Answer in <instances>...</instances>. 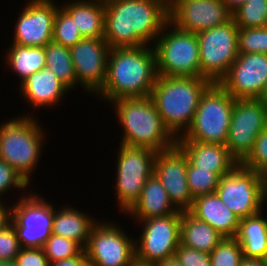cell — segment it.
<instances>
[{
  "label": "cell",
  "mask_w": 267,
  "mask_h": 266,
  "mask_svg": "<svg viewBox=\"0 0 267 266\" xmlns=\"http://www.w3.org/2000/svg\"><path fill=\"white\" fill-rule=\"evenodd\" d=\"M216 193L240 219L258 214L267 202L265 176L239 163L220 177Z\"/></svg>",
  "instance_id": "cell-8"
},
{
  "label": "cell",
  "mask_w": 267,
  "mask_h": 266,
  "mask_svg": "<svg viewBox=\"0 0 267 266\" xmlns=\"http://www.w3.org/2000/svg\"><path fill=\"white\" fill-rule=\"evenodd\" d=\"M224 237L189 211H182L180 244L210 254Z\"/></svg>",
  "instance_id": "cell-26"
},
{
  "label": "cell",
  "mask_w": 267,
  "mask_h": 266,
  "mask_svg": "<svg viewBox=\"0 0 267 266\" xmlns=\"http://www.w3.org/2000/svg\"><path fill=\"white\" fill-rule=\"evenodd\" d=\"M211 84L204 77L158 75L150 97L163 124L175 138L190 127L200 98Z\"/></svg>",
  "instance_id": "cell-3"
},
{
  "label": "cell",
  "mask_w": 267,
  "mask_h": 266,
  "mask_svg": "<svg viewBox=\"0 0 267 266\" xmlns=\"http://www.w3.org/2000/svg\"><path fill=\"white\" fill-rule=\"evenodd\" d=\"M232 19L238 28L265 27L267 0H247L232 12Z\"/></svg>",
  "instance_id": "cell-30"
},
{
  "label": "cell",
  "mask_w": 267,
  "mask_h": 266,
  "mask_svg": "<svg viewBox=\"0 0 267 266\" xmlns=\"http://www.w3.org/2000/svg\"><path fill=\"white\" fill-rule=\"evenodd\" d=\"M267 83V54H238L219 84L234 99H258Z\"/></svg>",
  "instance_id": "cell-17"
},
{
  "label": "cell",
  "mask_w": 267,
  "mask_h": 266,
  "mask_svg": "<svg viewBox=\"0 0 267 266\" xmlns=\"http://www.w3.org/2000/svg\"><path fill=\"white\" fill-rule=\"evenodd\" d=\"M258 99L262 102V104L267 108V83L263 88L262 93L258 97Z\"/></svg>",
  "instance_id": "cell-46"
},
{
  "label": "cell",
  "mask_w": 267,
  "mask_h": 266,
  "mask_svg": "<svg viewBox=\"0 0 267 266\" xmlns=\"http://www.w3.org/2000/svg\"><path fill=\"white\" fill-rule=\"evenodd\" d=\"M96 1H99V2H101L103 4H107V3L112 2L114 0H96Z\"/></svg>",
  "instance_id": "cell-50"
},
{
  "label": "cell",
  "mask_w": 267,
  "mask_h": 266,
  "mask_svg": "<svg viewBox=\"0 0 267 266\" xmlns=\"http://www.w3.org/2000/svg\"><path fill=\"white\" fill-rule=\"evenodd\" d=\"M12 44L6 51L4 60L11 71L16 72L15 74L20 78V83L34 72L46 67L44 47Z\"/></svg>",
  "instance_id": "cell-28"
},
{
  "label": "cell",
  "mask_w": 267,
  "mask_h": 266,
  "mask_svg": "<svg viewBox=\"0 0 267 266\" xmlns=\"http://www.w3.org/2000/svg\"><path fill=\"white\" fill-rule=\"evenodd\" d=\"M175 256L182 266H211L210 255L179 244Z\"/></svg>",
  "instance_id": "cell-39"
},
{
  "label": "cell",
  "mask_w": 267,
  "mask_h": 266,
  "mask_svg": "<svg viewBox=\"0 0 267 266\" xmlns=\"http://www.w3.org/2000/svg\"><path fill=\"white\" fill-rule=\"evenodd\" d=\"M178 211L171 202L166 189L153 173L146 180L140 198L125 214L140 221L153 217L169 216Z\"/></svg>",
  "instance_id": "cell-23"
},
{
  "label": "cell",
  "mask_w": 267,
  "mask_h": 266,
  "mask_svg": "<svg viewBox=\"0 0 267 266\" xmlns=\"http://www.w3.org/2000/svg\"><path fill=\"white\" fill-rule=\"evenodd\" d=\"M240 266H265L261 259H243Z\"/></svg>",
  "instance_id": "cell-45"
},
{
  "label": "cell",
  "mask_w": 267,
  "mask_h": 266,
  "mask_svg": "<svg viewBox=\"0 0 267 266\" xmlns=\"http://www.w3.org/2000/svg\"><path fill=\"white\" fill-rule=\"evenodd\" d=\"M235 99L219 84L202 94L190 127L176 141L226 145Z\"/></svg>",
  "instance_id": "cell-6"
},
{
  "label": "cell",
  "mask_w": 267,
  "mask_h": 266,
  "mask_svg": "<svg viewBox=\"0 0 267 266\" xmlns=\"http://www.w3.org/2000/svg\"><path fill=\"white\" fill-rule=\"evenodd\" d=\"M261 260L263 261L264 265L267 266V252L263 255Z\"/></svg>",
  "instance_id": "cell-49"
},
{
  "label": "cell",
  "mask_w": 267,
  "mask_h": 266,
  "mask_svg": "<svg viewBox=\"0 0 267 266\" xmlns=\"http://www.w3.org/2000/svg\"><path fill=\"white\" fill-rule=\"evenodd\" d=\"M54 0H30L14 28V44L45 47L53 39L54 18L59 6Z\"/></svg>",
  "instance_id": "cell-18"
},
{
  "label": "cell",
  "mask_w": 267,
  "mask_h": 266,
  "mask_svg": "<svg viewBox=\"0 0 267 266\" xmlns=\"http://www.w3.org/2000/svg\"><path fill=\"white\" fill-rule=\"evenodd\" d=\"M20 245L12 223L0 230V261L15 260Z\"/></svg>",
  "instance_id": "cell-37"
},
{
  "label": "cell",
  "mask_w": 267,
  "mask_h": 266,
  "mask_svg": "<svg viewBox=\"0 0 267 266\" xmlns=\"http://www.w3.org/2000/svg\"><path fill=\"white\" fill-rule=\"evenodd\" d=\"M151 45L110 48L106 81L96 94L108 103L123 97H148L157 80Z\"/></svg>",
  "instance_id": "cell-2"
},
{
  "label": "cell",
  "mask_w": 267,
  "mask_h": 266,
  "mask_svg": "<svg viewBox=\"0 0 267 266\" xmlns=\"http://www.w3.org/2000/svg\"><path fill=\"white\" fill-rule=\"evenodd\" d=\"M0 266H17L15 260L0 261Z\"/></svg>",
  "instance_id": "cell-47"
},
{
  "label": "cell",
  "mask_w": 267,
  "mask_h": 266,
  "mask_svg": "<svg viewBox=\"0 0 267 266\" xmlns=\"http://www.w3.org/2000/svg\"><path fill=\"white\" fill-rule=\"evenodd\" d=\"M188 162L200 169L211 170L220 176L230 173L238 162L229 154L226 145L198 141H176Z\"/></svg>",
  "instance_id": "cell-22"
},
{
  "label": "cell",
  "mask_w": 267,
  "mask_h": 266,
  "mask_svg": "<svg viewBox=\"0 0 267 266\" xmlns=\"http://www.w3.org/2000/svg\"><path fill=\"white\" fill-rule=\"evenodd\" d=\"M247 0H223L226 7L233 12L240 5L244 4Z\"/></svg>",
  "instance_id": "cell-44"
},
{
  "label": "cell",
  "mask_w": 267,
  "mask_h": 266,
  "mask_svg": "<svg viewBox=\"0 0 267 266\" xmlns=\"http://www.w3.org/2000/svg\"><path fill=\"white\" fill-rule=\"evenodd\" d=\"M220 177L218 173L200 169L187 162V183L193 199L202 195L215 193Z\"/></svg>",
  "instance_id": "cell-31"
},
{
  "label": "cell",
  "mask_w": 267,
  "mask_h": 266,
  "mask_svg": "<svg viewBox=\"0 0 267 266\" xmlns=\"http://www.w3.org/2000/svg\"><path fill=\"white\" fill-rule=\"evenodd\" d=\"M49 266H90L85 250L77 256L49 262Z\"/></svg>",
  "instance_id": "cell-41"
},
{
  "label": "cell",
  "mask_w": 267,
  "mask_h": 266,
  "mask_svg": "<svg viewBox=\"0 0 267 266\" xmlns=\"http://www.w3.org/2000/svg\"><path fill=\"white\" fill-rule=\"evenodd\" d=\"M157 152L120 144L116 166V195L120 211L126 213L140 198L146 180L154 172Z\"/></svg>",
  "instance_id": "cell-10"
},
{
  "label": "cell",
  "mask_w": 267,
  "mask_h": 266,
  "mask_svg": "<svg viewBox=\"0 0 267 266\" xmlns=\"http://www.w3.org/2000/svg\"><path fill=\"white\" fill-rule=\"evenodd\" d=\"M12 206L5 205V202L0 199V230L11 223Z\"/></svg>",
  "instance_id": "cell-42"
},
{
  "label": "cell",
  "mask_w": 267,
  "mask_h": 266,
  "mask_svg": "<svg viewBox=\"0 0 267 266\" xmlns=\"http://www.w3.org/2000/svg\"><path fill=\"white\" fill-rule=\"evenodd\" d=\"M104 6L103 39L110 48L152 45L169 21V0H114Z\"/></svg>",
  "instance_id": "cell-1"
},
{
  "label": "cell",
  "mask_w": 267,
  "mask_h": 266,
  "mask_svg": "<svg viewBox=\"0 0 267 266\" xmlns=\"http://www.w3.org/2000/svg\"><path fill=\"white\" fill-rule=\"evenodd\" d=\"M266 127L267 108L259 99H235L226 147L238 164L248 156Z\"/></svg>",
  "instance_id": "cell-13"
},
{
  "label": "cell",
  "mask_w": 267,
  "mask_h": 266,
  "mask_svg": "<svg viewBox=\"0 0 267 266\" xmlns=\"http://www.w3.org/2000/svg\"><path fill=\"white\" fill-rule=\"evenodd\" d=\"M211 266H240L243 250L235 238H223L209 254Z\"/></svg>",
  "instance_id": "cell-34"
},
{
  "label": "cell",
  "mask_w": 267,
  "mask_h": 266,
  "mask_svg": "<svg viewBox=\"0 0 267 266\" xmlns=\"http://www.w3.org/2000/svg\"><path fill=\"white\" fill-rule=\"evenodd\" d=\"M32 115L18 116L0 124V159L6 161L30 184L45 141L44 128Z\"/></svg>",
  "instance_id": "cell-5"
},
{
  "label": "cell",
  "mask_w": 267,
  "mask_h": 266,
  "mask_svg": "<svg viewBox=\"0 0 267 266\" xmlns=\"http://www.w3.org/2000/svg\"><path fill=\"white\" fill-rule=\"evenodd\" d=\"M262 212L240 219L235 239L245 259H261L267 252V217Z\"/></svg>",
  "instance_id": "cell-27"
},
{
  "label": "cell",
  "mask_w": 267,
  "mask_h": 266,
  "mask_svg": "<svg viewBox=\"0 0 267 266\" xmlns=\"http://www.w3.org/2000/svg\"><path fill=\"white\" fill-rule=\"evenodd\" d=\"M73 1V2H72ZM61 7L72 17L83 38H103L105 6L96 0H72Z\"/></svg>",
  "instance_id": "cell-24"
},
{
  "label": "cell",
  "mask_w": 267,
  "mask_h": 266,
  "mask_svg": "<svg viewBox=\"0 0 267 266\" xmlns=\"http://www.w3.org/2000/svg\"><path fill=\"white\" fill-rule=\"evenodd\" d=\"M242 166L255 170L266 176L267 174V127L257 136L253 149L240 163Z\"/></svg>",
  "instance_id": "cell-36"
},
{
  "label": "cell",
  "mask_w": 267,
  "mask_h": 266,
  "mask_svg": "<svg viewBox=\"0 0 267 266\" xmlns=\"http://www.w3.org/2000/svg\"><path fill=\"white\" fill-rule=\"evenodd\" d=\"M15 262L17 266H49L43 248H20Z\"/></svg>",
  "instance_id": "cell-40"
},
{
  "label": "cell",
  "mask_w": 267,
  "mask_h": 266,
  "mask_svg": "<svg viewBox=\"0 0 267 266\" xmlns=\"http://www.w3.org/2000/svg\"><path fill=\"white\" fill-rule=\"evenodd\" d=\"M29 184L24 178L6 161L0 159V199L13 188L26 189Z\"/></svg>",
  "instance_id": "cell-38"
},
{
  "label": "cell",
  "mask_w": 267,
  "mask_h": 266,
  "mask_svg": "<svg viewBox=\"0 0 267 266\" xmlns=\"http://www.w3.org/2000/svg\"><path fill=\"white\" fill-rule=\"evenodd\" d=\"M188 211L224 238H235L240 218L221 201L216 192L194 198Z\"/></svg>",
  "instance_id": "cell-21"
},
{
  "label": "cell",
  "mask_w": 267,
  "mask_h": 266,
  "mask_svg": "<svg viewBox=\"0 0 267 266\" xmlns=\"http://www.w3.org/2000/svg\"><path fill=\"white\" fill-rule=\"evenodd\" d=\"M82 38L72 17L59 5L54 18L52 41L70 48Z\"/></svg>",
  "instance_id": "cell-32"
},
{
  "label": "cell",
  "mask_w": 267,
  "mask_h": 266,
  "mask_svg": "<svg viewBox=\"0 0 267 266\" xmlns=\"http://www.w3.org/2000/svg\"><path fill=\"white\" fill-rule=\"evenodd\" d=\"M265 183H266V191H267V174L265 176Z\"/></svg>",
  "instance_id": "cell-51"
},
{
  "label": "cell",
  "mask_w": 267,
  "mask_h": 266,
  "mask_svg": "<svg viewBox=\"0 0 267 266\" xmlns=\"http://www.w3.org/2000/svg\"><path fill=\"white\" fill-rule=\"evenodd\" d=\"M63 207L54 208L52 234L78 242L85 249L90 231L98 220L73 207Z\"/></svg>",
  "instance_id": "cell-25"
},
{
  "label": "cell",
  "mask_w": 267,
  "mask_h": 266,
  "mask_svg": "<svg viewBox=\"0 0 267 266\" xmlns=\"http://www.w3.org/2000/svg\"><path fill=\"white\" fill-rule=\"evenodd\" d=\"M29 193L12 205L11 223L21 248H42L52 235L54 206L37 193Z\"/></svg>",
  "instance_id": "cell-11"
},
{
  "label": "cell",
  "mask_w": 267,
  "mask_h": 266,
  "mask_svg": "<svg viewBox=\"0 0 267 266\" xmlns=\"http://www.w3.org/2000/svg\"><path fill=\"white\" fill-rule=\"evenodd\" d=\"M48 262L68 259L80 255L84 248L73 240L52 234L43 245Z\"/></svg>",
  "instance_id": "cell-33"
},
{
  "label": "cell",
  "mask_w": 267,
  "mask_h": 266,
  "mask_svg": "<svg viewBox=\"0 0 267 266\" xmlns=\"http://www.w3.org/2000/svg\"><path fill=\"white\" fill-rule=\"evenodd\" d=\"M196 34L199 43L200 77L219 83L238 56V26L232 19L224 25Z\"/></svg>",
  "instance_id": "cell-9"
},
{
  "label": "cell",
  "mask_w": 267,
  "mask_h": 266,
  "mask_svg": "<svg viewBox=\"0 0 267 266\" xmlns=\"http://www.w3.org/2000/svg\"><path fill=\"white\" fill-rule=\"evenodd\" d=\"M110 104L114 105L118 121L123 127L120 144L155 152L166 151L176 145V138L163 124L150 96L123 97Z\"/></svg>",
  "instance_id": "cell-4"
},
{
  "label": "cell",
  "mask_w": 267,
  "mask_h": 266,
  "mask_svg": "<svg viewBox=\"0 0 267 266\" xmlns=\"http://www.w3.org/2000/svg\"><path fill=\"white\" fill-rule=\"evenodd\" d=\"M19 85L21 96L34 108L58 105L70 91L48 67L34 72Z\"/></svg>",
  "instance_id": "cell-20"
},
{
  "label": "cell",
  "mask_w": 267,
  "mask_h": 266,
  "mask_svg": "<svg viewBox=\"0 0 267 266\" xmlns=\"http://www.w3.org/2000/svg\"><path fill=\"white\" fill-rule=\"evenodd\" d=\"M152 46L159 76L200 77L196 33L181 30L168 21Z\"/></svg>",
  "instance_id": "cell-7"
},
{
  "label": "cell",
  "mask_w": 267,
  "mask_h": 266,
  "mask_svg": "<svg viewBox=\"0 0 267 266\" xmlns=\"http://www.w3.org/2000/svg\"><path fill=\"white\" fill-rule=\"evenodd\" d=\"M44 51L46 67L71 91L76 88V75L69 48L51 41L45 45Z\"/></svg>",
  "instance_id": "cell-29"
},
{
  "label": "cell",
  "mask_w": 267,
  "mask_h": 266,
  "mask_svg": "<svg viewBox=\"0 0 267 266\" xmlns=\"http://www.w3.org/2000/svg\"><path fill=\"white\" fill-rule=\"evenodd\" d=\"M131 266H155V265L150 264V263H143V262H139V261L135 260Z\"/></svg>",
  "instance_id": "cell-48"
},
{
  "label": "cell",
  "mask_w": 267,
  "mask_h": 266,
  "mask_svg": "<svg viewBox=\"0 0 267 266\" xmlns=\"http://www.w3.org/2000/svg\"><path fill=\"white\" fill-rule=\"evenodd\" d=\"M182 211L165 217L140 220L143 226L139 240L135 241V258L139 262L155 264L175 255L180 244Z\"/></svg>",
  "instance_id": "cell-14"
},
{
  "label": "cell",
  "mask_w": 267,
  "mask_h": 266,
  "mask_svg": "<svg viewBox=\"0 0 267 266\" xmlns=\"http://www.w3.org/2000/svg\"><path fill=\"white\" fill-rule=\"evenodd\" d=\"M188 159L175 145L166 151L157 152L154 174L162 183L173 205L180 211H188L193 203L187 183Z\"/></svg>",
  "instance_id": "cell-19"
},
{
  "label": "cell",
  "mask_w": 267,
  "mask_h": 266,
  "mask_svg": "<svg viewBox=\"0 0 267 266\" xmlns=\"http://www.w3.org/2000/svg\"><path fill=\"white\" fill-rule=\"evenodd\" d=\"M154 265L155 266H182L175 255L172 257L160 260L156 262Z\"/></svg>",
  "instance_id": "cell-43"
},
{
  "label": "cell",
  "mask_w": 267,
  "mask_h": 266,
  "mask_svg": "<svg viewBox=\"0 0 267 266\" xmlns=\"http://www.w3.org/2000/svg\"><path fill=\"white\" fill-rule=\"evenodd\" d=\"M84 250L90 266H131L136 260L133 238L107 221L92 227Z\"/></svg>",
  "instance_id": "cell-12"
},
{
  "label": "cell",
  "mask_w": 267,
  "mask_h": 266,
  "mask_svg": "<svg viewBox=\"0 0 267 266\" xmlns=\"http://www.w3.org/2000/svg\"><path fill=\"white\" fill-rule=\"evenodd\" d=\"M231 20L223 0H169V21L187 32L199 33Z\"/></svg>",
  "instance_id": "cell-16"
},
{
  "label": "cell",
  "mask_w": 267,
  "mask_h": 266,
  "mask_svg": "<svg viewBox=\"0 0 267 266\" xmlns=\"http://www.w3.org/2000/svg\"><path fill=\"white\" fill-rule=\"evenodd\" d=\"M76 85L97 94L106 81L110 47L103 38H82L69 48Z\"/></svg>",
  "instance_id": "cell-15"
},
{
  "label": "cell",
  "mask_w": 267,
  "mask_h": 266,
  "mask_svg": "<svg viewBox=\"0 0 267 266\" xmlns=\"http://www.w3.org/2000/svg\"><path fill=\"white\" fill-rule=\"evenodd\" d=\"M267 54V28H238V54Z\"/></svg>",
  "instance_id": "cell-35"
}]
</instances>
